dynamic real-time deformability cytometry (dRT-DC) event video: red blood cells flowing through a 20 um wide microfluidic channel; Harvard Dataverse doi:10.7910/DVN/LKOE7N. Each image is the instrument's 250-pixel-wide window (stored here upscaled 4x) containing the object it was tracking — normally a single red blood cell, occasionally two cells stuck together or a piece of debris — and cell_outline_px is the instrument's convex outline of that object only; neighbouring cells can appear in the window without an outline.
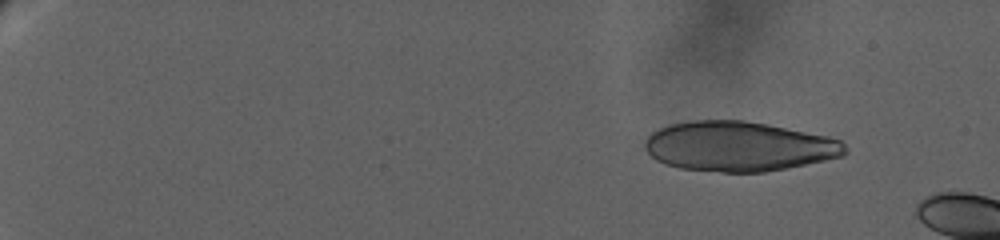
{"species": "human", "species_latin": "Homo sapiens", "temperature_condition": "warm", "stored_images_in_passage": 15, "camera_frame_rate_fps": 3000, "um_per_image_px": 0.085, "donor": {"sex": "female"}, "frame": {"image": 1, "passage_image": 5, "time_ms": 1.333, "image_size_px": [1000, 240], "cell_outline_px": [[848, 152], [844, 156], [764, 172], [724, 172], [680, 168], [656, 160], [644, 148], [644, 140], [652, 132], [660, 128], [672, 124], [692, 120], [740, 120], [768, 124], [828, 136], [840, 140], [848, 148]], "centroid_in_image_um": [62.8, 12.43], "position_along_channel_um": 22.2, "area_um2": 57.92}}